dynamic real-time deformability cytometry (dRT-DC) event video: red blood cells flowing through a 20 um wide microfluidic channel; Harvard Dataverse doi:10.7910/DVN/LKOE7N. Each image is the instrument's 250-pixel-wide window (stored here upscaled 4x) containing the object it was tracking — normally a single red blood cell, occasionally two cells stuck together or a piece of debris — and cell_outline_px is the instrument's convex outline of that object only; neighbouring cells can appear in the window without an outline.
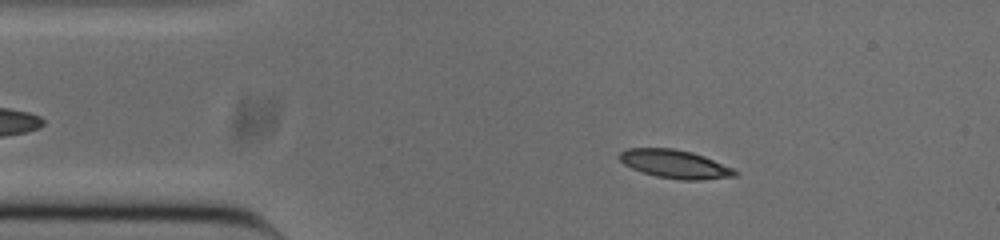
{"species": "common noctule bat (a hibernating species)", "species_latin": "Nyctalus noctula", "temperature_condition": "cold", "stored_images_in_passage": 44, "camera_frame_rate_fps": 3000, "um_per_image_px": 0.085, "animal": {"sex": "male", "body_mass_g": 20.0, "forearm_length_mm": 53.3}, "frame": {"image": 1, "passage_image": 7, "time_ms": 2.0, "image_size_px": [1000, 240], "cell_outline_px": [[740, 172], [736, 176], [700, 180], [680, 180], [656, 176], [632, 168], [624, 164], [620, 160], [620, 152], [628, 148], [672, 148], [692, 152], [704, 156], [732, 168]], "centroid_in_image_um": [57.39, 13.95], "position_along_channel_um": 27.6, "area_um2": 18.96}}
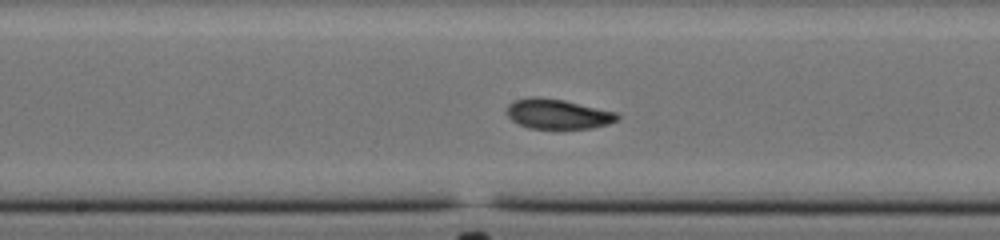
{"frame": {"image": 2, "passage_image": 24, "time_ms": 7.667, "image_size_px": [1000, 240], "cell_outline_px": [[620, 116], [616, 120], [608, 124], [592, 128], [528, 128], [512, 120], [508, 116], [508, 104], [512, 100], [532, 96], [536, 96], [564, 100], [616, 112]], "centroid_in_image_um": [47.39, 9.67], "position_along_channel_um": 200.8, "area_um2": 19.13}}
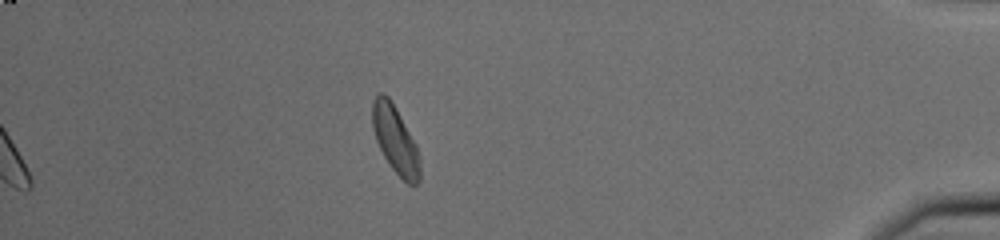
{"frame": {"image": 3, "passage_image": 44, "time_ms": 14.333, "image_size_px": [1000, 240], "cell_outline_px": [[420, 180], [416, 184], [408, 184], [392, 168], [384, 156], [376, 140], [372, 128], [372, 100], [376, 92], [384, 92], [388, 96], [396, 108], [416, 144], [420, 160]], "centroid_in_image_um": [33.58, 11.82], "position_along_channel_um": 401.6, "area_um2": 18.73}, "authors_computed_cell_mechanics": {"area_um2": 18.7272, "velocity_mm_per_s": 3.8277, "shape_relaxation_time_tau1_ms": 6.6046, "shape_relaxation_time_tau2_ms": 3.6977, "deformation_change_tau1": 0.1524, "deformation_change_tau2": 0.0889}}